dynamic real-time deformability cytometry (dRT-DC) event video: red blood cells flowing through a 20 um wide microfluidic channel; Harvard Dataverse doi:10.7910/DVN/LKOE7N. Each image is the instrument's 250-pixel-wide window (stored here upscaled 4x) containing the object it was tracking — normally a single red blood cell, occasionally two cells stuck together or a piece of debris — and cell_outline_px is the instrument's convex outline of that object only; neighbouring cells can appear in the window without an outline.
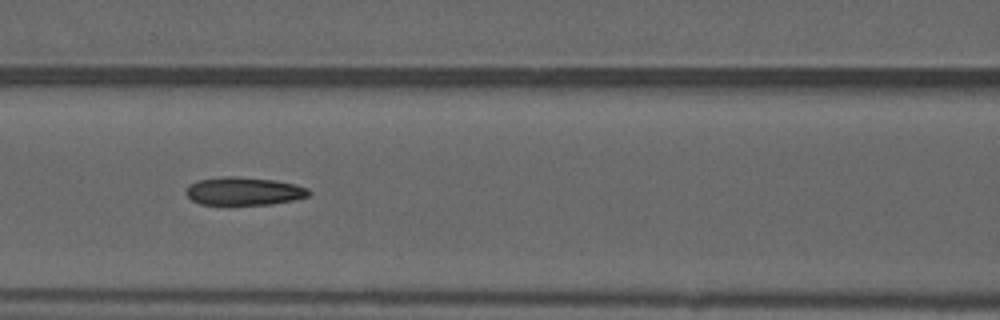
{"species": "common noctule bat (a hibernating species)", "species_latin": "Nyctalus noctula", "temperature_condition": "warm", "stored_images_in_passage": 53, "camera_frame_rate_fps": 3000, "um_per_image_px": 0.085, "animal": {"sex": "male", "forearm_length_mm": 52.5}, "frame": {"image": 1, "passage_image": 23, "time_ms": 7.333, "image_size_px": [1000, 320], "cell_outline_px": [[312, 192], [308, 196], [296, 200], [272, 204], [200, 204], [192, 200], [184, 192], [188, 184], [200, 180], [224, 176], [236, 176], [272, 180], [296, 184], [308, 188]], "centroid_in_image_um": [20.74, 16.25], "position_along_channel_um": 145.9, "area_um2": 20.11}, "authors_computed_cell_mechanics": {"area_um2": 20.2878, "velocity_mm_per_s": 3.985, "shape_relaxation_time_tau1_ms": null, "shape_relaxation_time_tau2_ms": 3.7041, "deformation_change_tau1": null, "deformation_change_tau2": 0.1129}}